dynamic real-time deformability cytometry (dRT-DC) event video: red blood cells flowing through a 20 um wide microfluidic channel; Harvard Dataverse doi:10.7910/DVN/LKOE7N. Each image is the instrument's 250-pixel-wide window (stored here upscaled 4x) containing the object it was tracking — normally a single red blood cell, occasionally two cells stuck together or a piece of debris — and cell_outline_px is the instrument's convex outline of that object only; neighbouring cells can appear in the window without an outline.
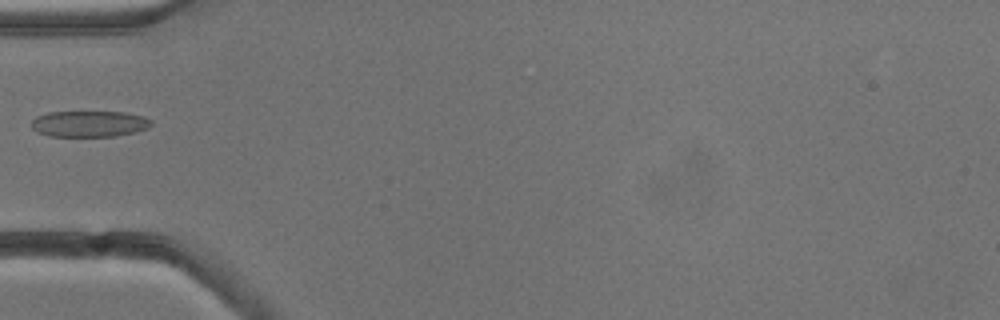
{"species": "common noctule bat (a hibernating species)", "species_latin": "Nyctalus noctula", "temperature_condition": "cold", "stored_images_in_passage": 1, "camera_frame_rate_fps": 3000, "um_per_image_px": 0.085, "animal": {"sex": "male", "body_mass_g": 13.3}, "frame": {"image": 1, "passage_image": 1, "time_ms": 0.0, "image_size_px": [1000, 320], "cell_outline_px": [[152, 124], [148, 128], [136, 132], [112, 136], [48, 136], [36, 132], [32, 128], [32, 120], [36, 116], [48, 112], [124, 112], [144, 116], [152, 120]], "centroid_in_image_um": [7.59, 10.52], "position_along_channel_um": 77.4, "area_um2": 18.32}}